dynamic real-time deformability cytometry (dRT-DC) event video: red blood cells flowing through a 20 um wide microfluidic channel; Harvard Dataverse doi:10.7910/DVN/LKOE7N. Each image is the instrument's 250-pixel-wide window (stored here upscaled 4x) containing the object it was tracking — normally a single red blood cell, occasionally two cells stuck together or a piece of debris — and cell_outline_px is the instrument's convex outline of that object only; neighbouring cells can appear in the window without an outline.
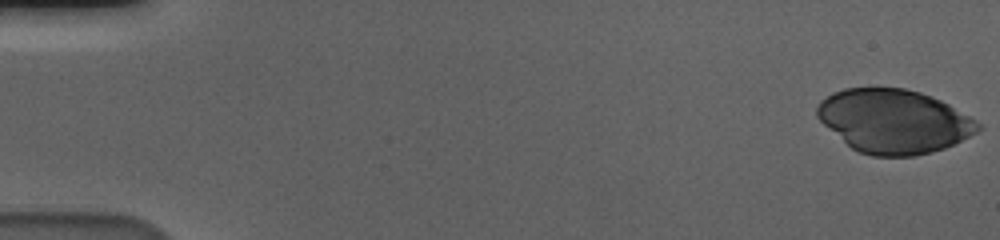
{"species": "human", "species_latin": "Homo sapiens", "temperature_condition": "cold", "stored_images_in_passage": 57, "camera_frame_rate_fps": 3000, "um_per_image_px": 0.085, "donor": {"sex": "male"}, "frame": {"image": 1, "passage_image": 1, "time_ms": 0.0, "image_size_px": [1000, 240], "cell_outline_px": [[984, 128], [944, 148], [932, 152], [916, 156], [872, 156], [860, 152], [852, 148], [824, 124], [816, 116], [816, 108], [820, 100], [832, 92], [844, 88], [904, 88], [920, 92], [940, 100], [948, 104], [976, 120]], "centroid_in_image_um": [75.96, 10.3], "position_along_channel_um": 9.0, "area_um2": 59.48}}